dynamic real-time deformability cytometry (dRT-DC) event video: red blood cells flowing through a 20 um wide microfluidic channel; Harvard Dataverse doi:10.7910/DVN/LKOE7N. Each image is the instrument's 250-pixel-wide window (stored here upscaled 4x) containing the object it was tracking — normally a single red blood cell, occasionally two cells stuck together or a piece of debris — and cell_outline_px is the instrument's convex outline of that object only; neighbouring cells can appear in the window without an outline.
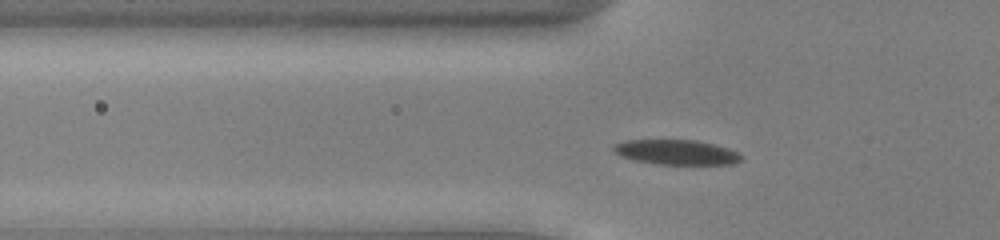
{"species": "common noctule bat (a hibernating species)", "species_latin": "Nyctalus noctula", "temperature_condition": "cold", "stored_images_in_passage": 44, "camera_frame_rate_fps": 3000, "um_per_image_px": 0.085, "animal": {"sex": "male", "body_mass_g": 13.0, "forearm_length_mm": 53.1}, "frame": {"image": 1, "passage_image": 9, "time_ms": 2.667, "image_size_px": [1000, 240], "cell_outline_px": [[744, 156], [740, 160], [732, 164], [656, 164], [636, 160], [620, 156], [612, 148], [616, 144], [628, 140], [696, 140], [728, 148], [740, 152]], "centroid_in_image_um": [57.54, 12.94], "position_along_channel_um": 68.3, "area_um2": 18.38}}
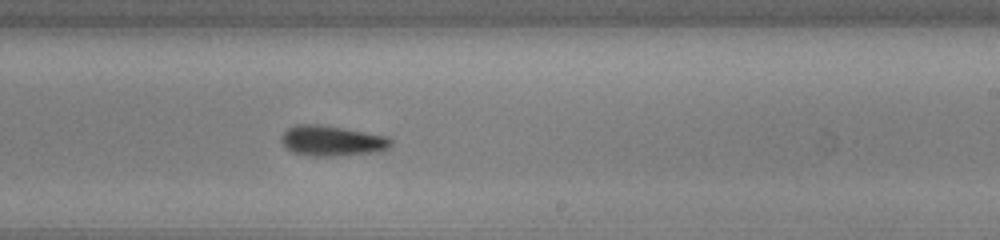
{"frame": {"image": 2, "passage_image": 24, "time_ms": 7.667, "image_size_px": [1000, 240], "cell_outline_px": [[392, 144], [388, 148], [380, 152], [336, 156], [312, 156], [292, 152], [280, 140], [280, 136], [288, 128], [296, 124], [320, 124], [344, 128], [388, 136], [392, 140]], "centroid_in_image_um": [28.24, 11.97], "position_along_channel_um": 260.8, "area_um2": 19.59}}
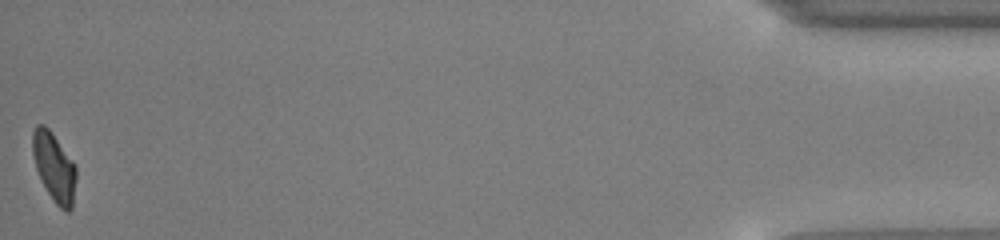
{"frame": {"image": 3, "passage_image": 44, "time_ms": 14.333, "image_size_px": [1000, 240], "cell_outline_px": [[76, 180], [72, 208], [68, 212], [64, 212], [56, 204], [48, 192], [36, 168], [32, 152], [32, 132], [36, 124], [44, 124], [52, 132], [76, 164]], "centroid_in_image_um": [4.62, 14.18], "position_along_channel_um": 430.6, "area_um2": 17.57}, "authors_computed_cell_mechanics": {"area_um2": 18.8428, "velocity_mm_per_s": 3.8875, "shape_relaxation_time_tau1_ms": 3.0793, "shape_relaxation_time_tau2_ms": 10.2402, "deformation_change_tau1": 0.1187, "deformation_change_tau2": 0.1803}}